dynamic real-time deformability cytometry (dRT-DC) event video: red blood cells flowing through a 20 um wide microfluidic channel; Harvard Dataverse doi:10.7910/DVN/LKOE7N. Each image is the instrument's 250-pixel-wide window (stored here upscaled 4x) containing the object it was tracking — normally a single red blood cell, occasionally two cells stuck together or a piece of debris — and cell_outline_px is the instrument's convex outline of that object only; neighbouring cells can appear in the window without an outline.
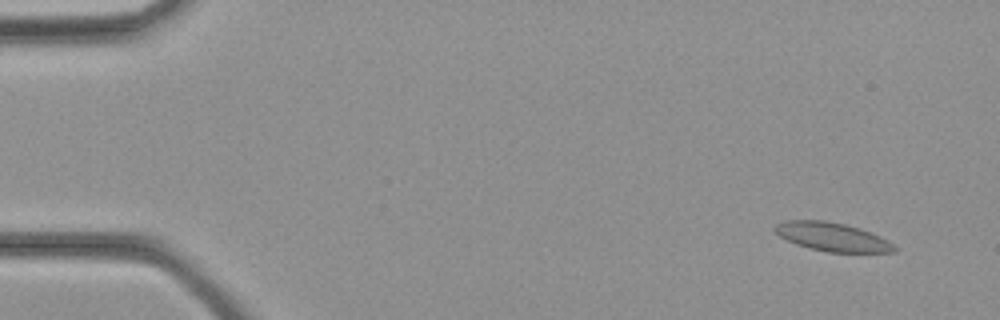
{"species": "common noctule bat (a hibernating species)", "species_latin": "Nyctalus noctula", "temperature_condition": "cold", "stored_images_in_passage": 36, "camera_frame_rate_fps": 3000, "um_per_image_px": 0.085, "animal": {"sex": "female", "body_mass_g": 21.9}, "frame": {"image": 1, "passage_image": 2, "time_ms": 0.333, "image_size_px": [1000, 320], "cell_outline_px": [[896, 252], [828, 252], [796, 244], [780, 236], [772, 228], [776, 224], [784, 220], [824, 220], [844, 224], [880, 236], [888, 240], [896, 248]], "centroid_in_image_um": [70.71, 20.13], "position_along_channel_um": 14.3, "area_um2": 19.59}}
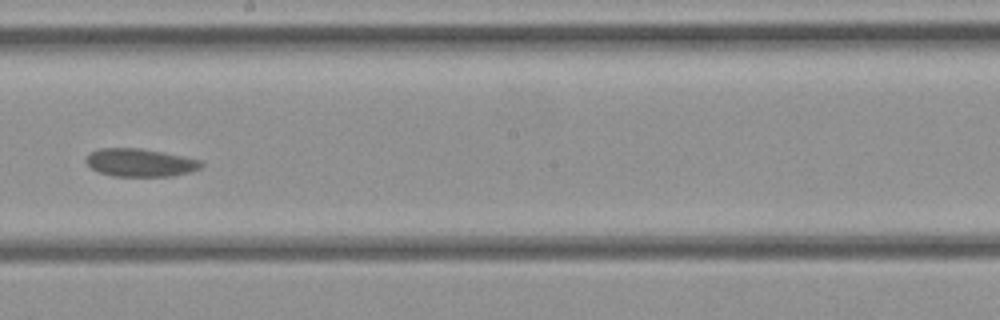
{"frame": {"image": 2, "passage_image": 20, "time_ms": 6.333, "image_size_px": [1000, 320], "cell_outline_px": [[204, 164], [200, 168], [188, 172], [172, 176], [112, 176], [100, 172], [92, 168], [84, 160], [92, 152], [100, 148], [140, 148], [164, 152], [184, 156], [200, 160]], "centroid_in_image_um": [11.93, 13.82], "position_along_channel_um": 236.3, "area_um2": 18.67}}
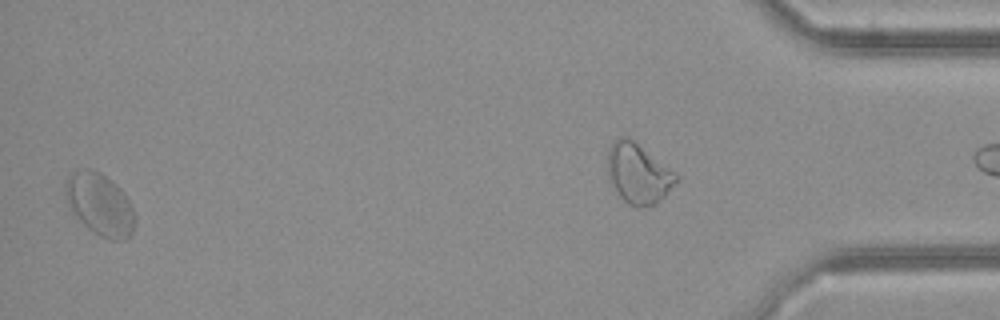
{"frame": {"image": 3, "passage_image": 35, "time_ms": 11.333, "image_size_px": [1000, 320], "cell_outline_px": [[132, 232], [124, 240], [112, 240], [100, 236], [88, 228], [80, 220], [68, 204], [64, 188], [64, 184], [68, 176], [72, 172], [88, 168], [92, 168], [100, 172], [116, 184], [124, 192], [132, 204]], "centroid_in_image_um": [8.46, 17.33], "position_along_channel_um": 426.7, "area_um2": 24.74}}